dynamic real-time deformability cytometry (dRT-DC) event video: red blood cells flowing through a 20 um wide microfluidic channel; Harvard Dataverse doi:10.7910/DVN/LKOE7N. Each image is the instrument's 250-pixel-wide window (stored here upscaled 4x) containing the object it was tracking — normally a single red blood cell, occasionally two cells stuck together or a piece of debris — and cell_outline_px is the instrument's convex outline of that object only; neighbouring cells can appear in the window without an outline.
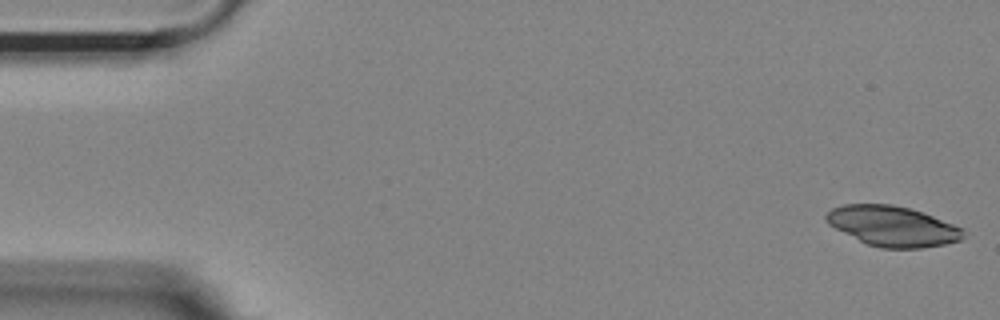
{"species": "Egyptian fruit bat (a non-hibernating species)", "species_latin": "Rousettus aegyptiacus", "temperature_condition": "room temperature", "stored_images_in_passage": 12, "camera_frame_rate_fps": 3000, "um_per_image_px": 0.085, "animal": {"sex": "female"}, "frame": {"image": 1, "passage_image": 1, "time_ms": 0.0, "image_size_px": [1000, 320], "cell_outline_px": [[968, 232], [960, 240], [944, 244], [920, 248], [880, 248], [868, 244], [828, 224], [824, 220], [824, 216], [832, 208], [844, 204], [892, 204], [908, 208], [932, 216], [964, 228]], "centroid_in_image_um": [75.89, 19.22], "position_along_channel_um": 9.1, "area_um2": 31.91}}